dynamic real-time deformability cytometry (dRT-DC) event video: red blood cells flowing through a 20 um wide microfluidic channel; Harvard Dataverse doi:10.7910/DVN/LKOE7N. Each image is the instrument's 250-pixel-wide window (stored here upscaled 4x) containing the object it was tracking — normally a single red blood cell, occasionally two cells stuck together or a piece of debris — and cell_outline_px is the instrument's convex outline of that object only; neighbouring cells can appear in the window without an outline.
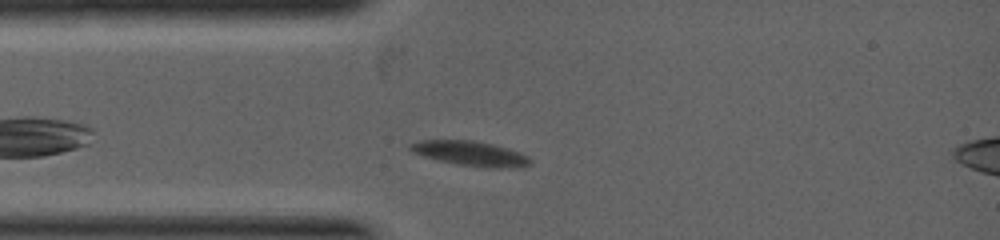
{"species": "common noctule bat (a hibernating species)", "species_latin": "Nyctalus noctula", "temperature_condition": "warm", "stored_images_in_passage": 2, "camera_frame_rate_fps": 5000, "um_per_image_px": 0.085, "animal": {"sex": "female", "body_mass_g": 19.0, "forearm_length_mm": 53.3}, "frame": {"image": 1, "passage_image": 2, "time_ms": 0.4, "image_size_px": [1000, 240], "cell_outline_px": [[532, 164], [520, 168], [492, 168], [456, 164], [436, 160], [412, 152], [408, 148], [408, 144], [420, 140], [476, 140], [508, 148], [520, 152], [528, 156], [532, 160]], "centroid_in_image_um": [40.02, 13.05], "position_along_channel_um": 45.0, "area_um2": 17.63}}